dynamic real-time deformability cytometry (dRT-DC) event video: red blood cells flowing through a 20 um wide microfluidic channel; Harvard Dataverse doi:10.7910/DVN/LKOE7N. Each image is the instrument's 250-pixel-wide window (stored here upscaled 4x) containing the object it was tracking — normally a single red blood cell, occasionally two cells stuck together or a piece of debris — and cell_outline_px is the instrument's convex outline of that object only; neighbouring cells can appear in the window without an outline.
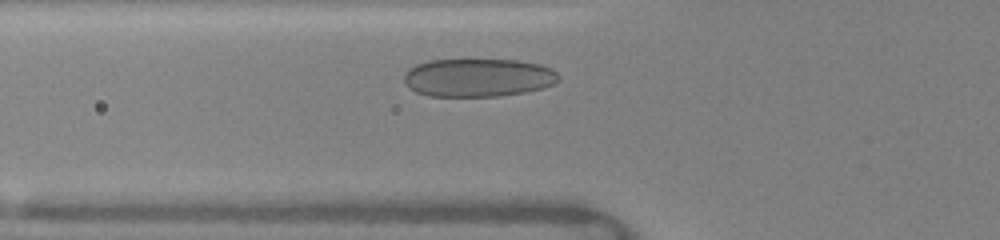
{"species": "human", "species_latin": "Homo sapiens", "temperature_condition": "warm", "stored_images_in_passage": 23, "camera_frame_rate_fps": 3000, "um_per_image_px": 0.085, "donor": {"sex": "female"}, "frame": {"image": 1, "passage_image": 9, "time_ms": 1.667, "image_size_px": [1000, 240], "cell_outline_px": [[560, 80], [544, 88], [524, 92], [500, 96], [428, 96], [416, 92], [408, 88], [404, 84], [404, 76], [408, 68], [416, 64], [428, 60], [516, 60], [540, 64], [552, 68], [560, 76]], "centroid_in_image_um": [40.63, 6.6], "position_along_channel_um": 85.2, "area_um2": 34.74}}
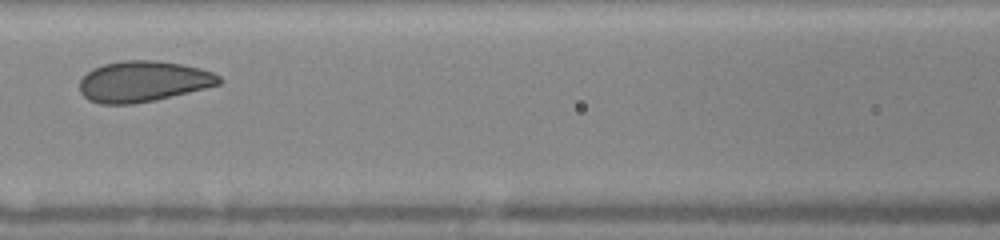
{"frame": {"image": 2, "passage_image": 12, "time_ms": 3.333, "image_size_px": [1000, 240], "cell_outline_px": [[220, 84], [156, 100], [132, 104], [100, 104], [88, 100], [80, 92], [80, 80], [92, 68], [104, 64], [124, 60], [156, 60], [180, 64], [200, 68], [212, 72], [220, 76]], "centroid_in_image_um": [12.14, 6.92], "position_along_channel_um": 154.5, "area_um2": 33.06}}
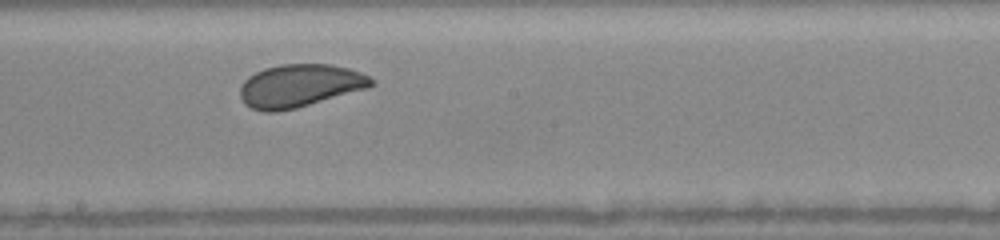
{"frame": {"image": 3, "passage_image": 15, "time_ms": 5.0, "image_size_px": [1000, 240], "cell_outline_px": [[372, 84], [364, 88], [296, 108], [276, 112], [264, 112], [252, 108], [244, 104], [240, 96], [240, 88], [244, 80], [248, 76], [264, 68], [280, 64], [332, 64], [348, 68], [360, 72], [368, 76], [372, 80]], "centroid_in_image_um": [25.4, 7.28], "position_along_channel_um": 222.8, "area_um2": 32.37}, "authors_computed_cell_mechanics": {"area_um2": 34.102, "velocity_mm_per_s": 4.1177, "shape_relaxation_time_tau1_ms": 1.4534, "shape_relaxation_time_tau2_ms": null, "deformation_change_tau1": 0.0837, "deformation_change_tau2": null}}